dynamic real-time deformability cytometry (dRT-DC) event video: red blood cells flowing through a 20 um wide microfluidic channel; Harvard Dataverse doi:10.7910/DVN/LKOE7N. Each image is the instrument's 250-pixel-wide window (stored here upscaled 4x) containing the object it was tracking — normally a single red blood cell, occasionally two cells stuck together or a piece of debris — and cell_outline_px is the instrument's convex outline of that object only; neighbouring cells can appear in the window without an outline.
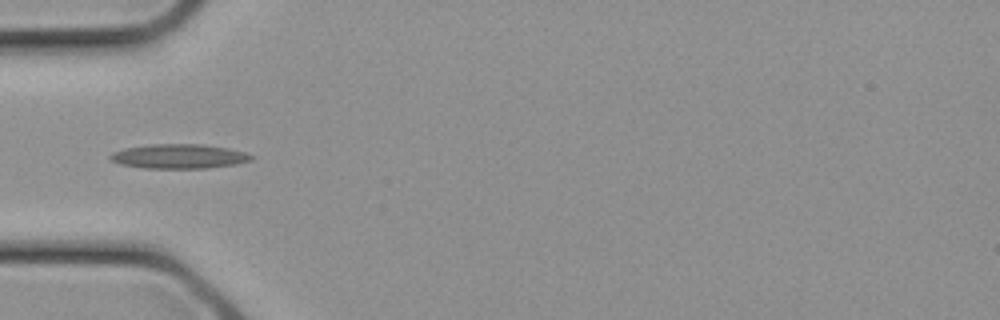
{"species": "common noctule bat (a hibernating species)", "species_latin": "Nyctalus noctula", "temperature_condition": "cold", "stored_images_in_passage": 7, "camera_frame_rate_fps": 3000, "um_per_image_px": 0.085, "animal": {"sex": "female", "body_mass_g": 21.9}, "frame": {"image": 1, "passage_image": 1, "time_ms": 0.0, "image_size_px": [1000, 320], "cell_outline_px": [[256, 156], [252, 160], [236, 164], [208, 168], [144, 168], [120, 164], [112, 160], [108, 156], [112, 152], [124, 148], [152, 144], [204, 144], [228, 148], [244, 152]], "centroid_in_image_um": [15.23, 13.28], "position_along_channel_um": 69.8, "area_um2": 20.17}}
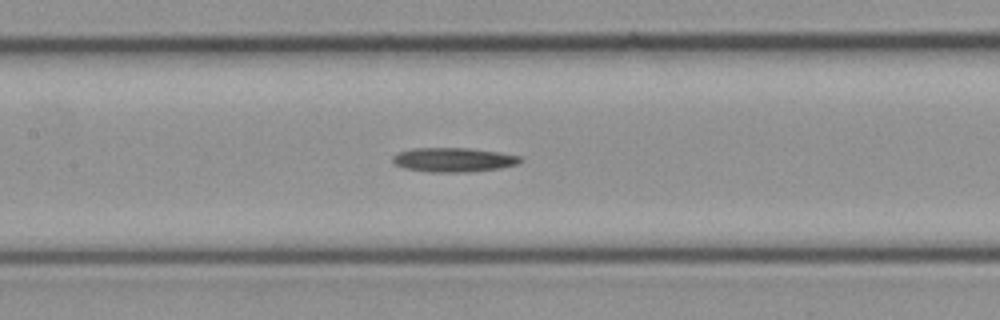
{"frame": {"image": 2, "passage_image": 5, "time_ms": 1.333, "image_size_px": [1000, 320], "cell_outline_px": [[524, 160], [516, 164], [500, 168], [468, 172], [432, 172], [404, 168], [396, 164], [392, 160], [392, 156], [396, 152], [412, 148], [468, 148], [500, 152], [520, 156]], "centroid_in_image_um": [38.54, 13.57], "position_along_channel_um": 168.9, "area_um2": 18.09}}
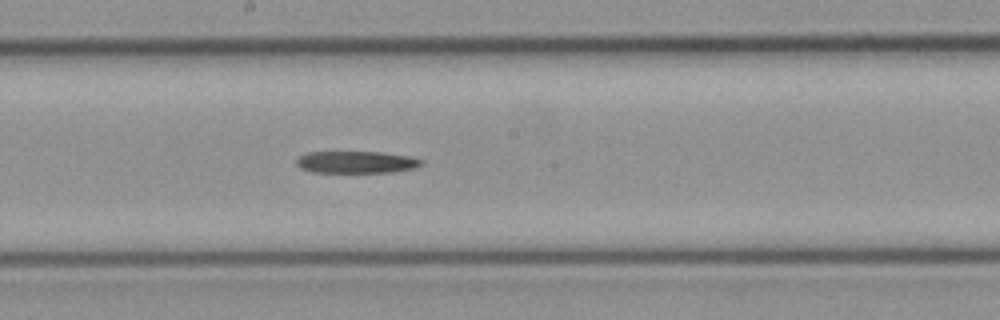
{"frame": {"image": 3, "passage_image": 7, "time_ms": 2.0, "image_size_px": [1000, 320], "cell_outline_px": [[424, 164], [416, 168], [392, 172], [312, 172], [300, 168], [296, 164], [296, 160], [300, 156], [308, 152], [384, 152], [412, 156], [424, 160]], "centroid_in_image_um": [30.35, 13.78], "position_along_channel_um": 217.8, "area_um2": 16.24}}